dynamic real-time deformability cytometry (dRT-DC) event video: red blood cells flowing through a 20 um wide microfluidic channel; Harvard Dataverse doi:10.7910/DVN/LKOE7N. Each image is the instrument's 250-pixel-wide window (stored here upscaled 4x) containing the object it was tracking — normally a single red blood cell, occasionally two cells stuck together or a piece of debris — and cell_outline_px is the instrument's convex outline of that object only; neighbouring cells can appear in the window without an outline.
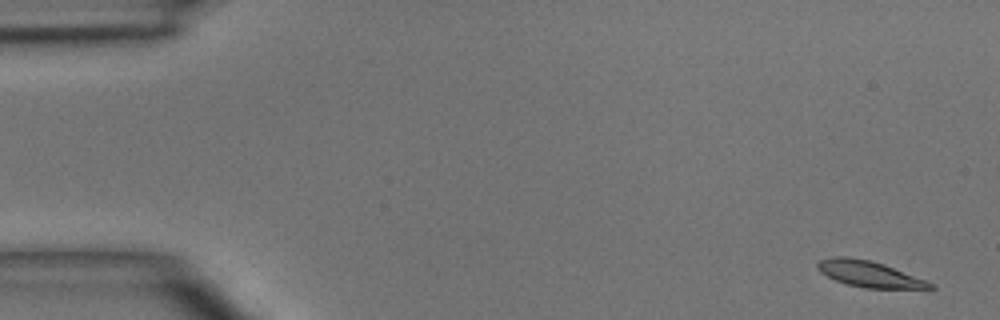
{"species": "common noctule bat (a hibernating species)", "species_latin": "Nyctalus noctula", "temperature_condition": "room temperature", "stored_images_in_passage": 5, "segment_of_instrument_passage": [1, 2], "camera_frame_rate_fps": 3000, "um_per_image_px": 0.085, "animal": {"sex": "male", "body_mass_g": 15.6}, "frame": {"image": 1, "passage_image": 1, "time_ms": 0.0, "image_size_px": [1000, 320], "cell_outline_px": [[936, 288], [928, 292], [864, 288], [848, 284], [836, 280], [820, 272], [816, 268], [816, 264], [820, 260], [832, 256], [848, 256], [872, 260], [884, 264], [936, 284]], "centroid_in_image_um": [74.06, 23.35], "position_along_channel_um": 10.9, "area_um2": 18.15}}